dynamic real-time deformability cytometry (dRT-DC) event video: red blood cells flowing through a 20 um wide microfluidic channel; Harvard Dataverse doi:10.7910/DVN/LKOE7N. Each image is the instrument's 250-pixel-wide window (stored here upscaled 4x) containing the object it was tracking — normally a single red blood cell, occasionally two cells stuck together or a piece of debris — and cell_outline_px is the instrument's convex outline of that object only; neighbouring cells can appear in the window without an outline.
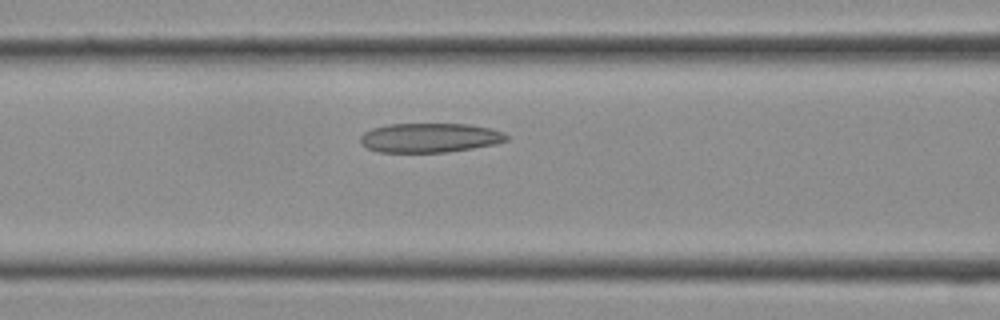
{"species": "Egyptian fruit bat (a non-hibernating species)", "species_latin": "Rousettus aegyptiacus", "temperature_condition": "cold", "stored_images_in_passage": 24, "camera_frame_rate_fps": 3000, "um_per_image_px": 0.085, "frame": {"image": 1, "passage_image": 10, "time_ms": 3.0, "image_size_px": [1000, 320], "cell_outline_px": [[508, 140], [496, 144], [472, 148], [444, 152], [376, 152], [360, 144], [360, 136], [364, 132], [372, 128], [388, 124], [468, 124], [488, 128], [504, 132], [508, 136]], "centroid_in_image_um": [36.5, 11.71], "position_along_channel_um": 130.1, "area_um2": 25.03}}
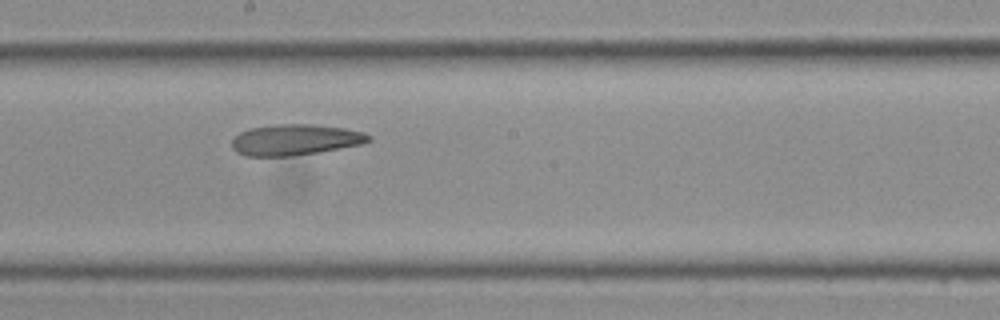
{"frame": {"image": 2, "passage_image": 14, "time_ms": 4.333, "image_size_px": [1000, 320], "cell_outline_px": [[372, 140], [360, 144], [320, 152], [292, 156], [244, 156], [236, 152], [232, 148], [232, 140], [240, 132], [252, 128], [276, 124], [312, 124], [344, 128], [364, 132], [372, 136]], "centroid_in_image_um": [25.1, 11.88], "position_along_channel_um": 223.1, "area_um2": 24.68}}
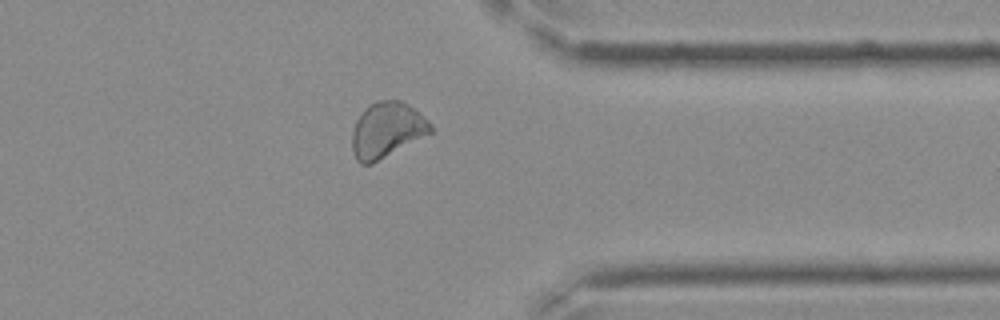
{"frame": {"image": 3, "passage_image": 21, "time_ms": 6.667, "image_size_px": [1000, 320], "cell_outline_px": [[432, 132], [372, 164], [360, 164], [356, 160], [352, 152], [352, 132], [356, 120], [364, 108], [368, 104], [376, 100], [400, 100], [416, 108], [428, 120], [432, 128]], "centroid_in_image_um": [32.86, 11.03], "position_along_channel_um": 378.5, "area_um2": 25.55}}